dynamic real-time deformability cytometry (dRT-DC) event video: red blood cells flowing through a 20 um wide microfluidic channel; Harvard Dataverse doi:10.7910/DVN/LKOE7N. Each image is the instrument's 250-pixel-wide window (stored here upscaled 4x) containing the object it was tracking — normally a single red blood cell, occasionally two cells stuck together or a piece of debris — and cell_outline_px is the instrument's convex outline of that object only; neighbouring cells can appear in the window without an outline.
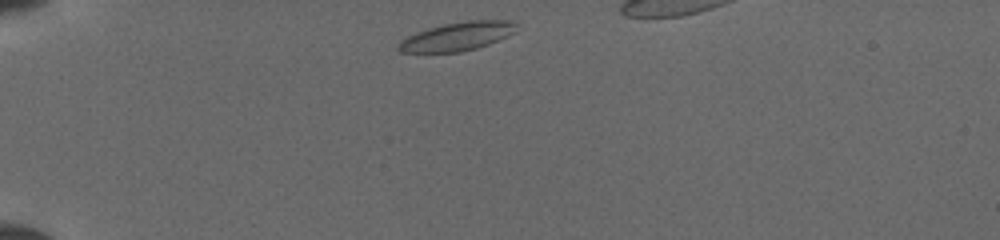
{"species": "common noctule bat (a hibernating species)", "species_latin": "Nyctalus noctula", "temperature_condition": "cold", "stored_images_in_passage": 21, "camera_frame_rate_fps": 3000, "um_per_image_px": 0.085, "animal": {"sex": "female", "body_mass_g": 19.5, "forearm_length_mm": 54.1}, "frame": {"image": 1, "passage_image": 1, "time_ms": 0.0, "image_size_px": [1000, 240], "cell_outline_px": [[516, 24], [512, 32], [508, 36], [488, 44], [476, 48], [460, 52], [400, 52], [396, 48], [396, 44], [400, 40], [416, 32], [428, 28], [444, 24], [468, 20], [508, 20]], "centroid_in_image_um": [38.8, 3.1], "position_along_channel_um": 46.2, "area_um2": 19.48}}
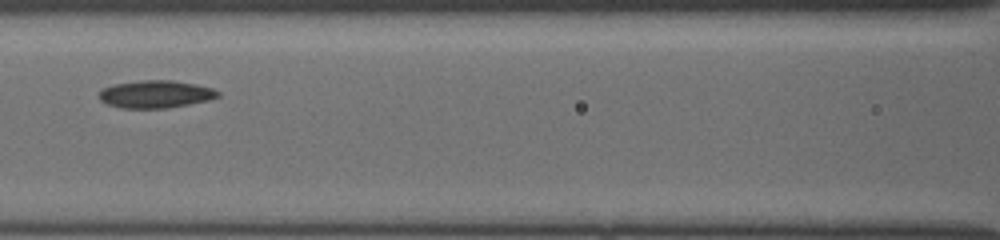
{"frame": {"image": 2, "passage_image": 11, "time_ms": 3.667, "image_size_px": [1000, 240], "cell_outline_px": [[220, 96], [208, 100], [188, 104], [164, 108], [120, 108], [108, 104], [100, 100], [100, 92], [104, 88], [116, 84], [140, 80], [172, 80], [196, 84], [212, 88], [220, 92]], "centroid_in_image_um": [13.25, 8.0], "position_along_channel_um": 153.4, "area_um2": 18.9}}
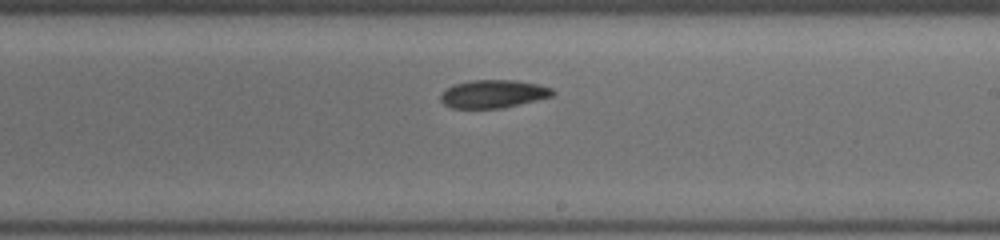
{"frame": {"image": 3, "passage_image": 18, "time_ms": 6.0, "image_size_px": [1000, 240], "cell_outline_px": [[556, 92], [552, 96], [520, 104], [500, 108], [452, 108], [444, 104], [440, 100], [440, 92], [452, 84], [468, 80], [516, 80], [540, 84], [552, 88]], "centroid_in_image_um": [41.9, 7.97], "position_along_channel_um": 247.1, "area_um2": 18.55}}